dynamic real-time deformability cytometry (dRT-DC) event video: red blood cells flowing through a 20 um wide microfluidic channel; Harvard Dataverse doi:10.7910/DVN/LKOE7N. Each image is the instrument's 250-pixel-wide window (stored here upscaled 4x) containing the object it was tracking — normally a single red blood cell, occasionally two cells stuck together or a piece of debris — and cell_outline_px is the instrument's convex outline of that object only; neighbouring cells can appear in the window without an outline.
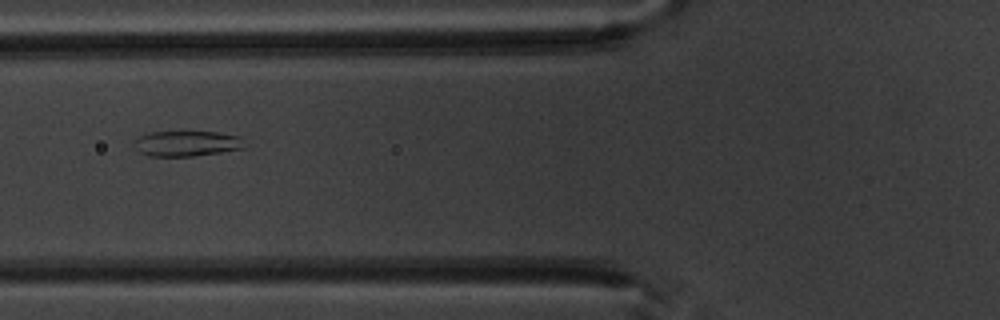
{"species": "common noctule bat (a hibernating species)", "species_latin": "Nyctalus noctula", "temperature_condition": "warm", "stored_images_in_passage": 9, "camera_frame_rate_fps": 3000, "um_per_image_px": 0.085, "animal": {"sex": "male", "body_mass_g": 20.1, "forearm_length_mm": 53.5}, "frame": {"image": 1, "passage_image": 6, "time_ms": 6.0, "image_size_px": [1000, 320], "cell_outline_px": [[244, 148], [220, 152], [192, 156], [148, 156], [140, 152], [132, 144], [132, 140], [148, 132], [184, 128], [216, 132], [240, 136]], "centroid_in_image_um": [15.79, 12.13], "position_along_channel_um": 110.0, "area_um2": 17.28}}
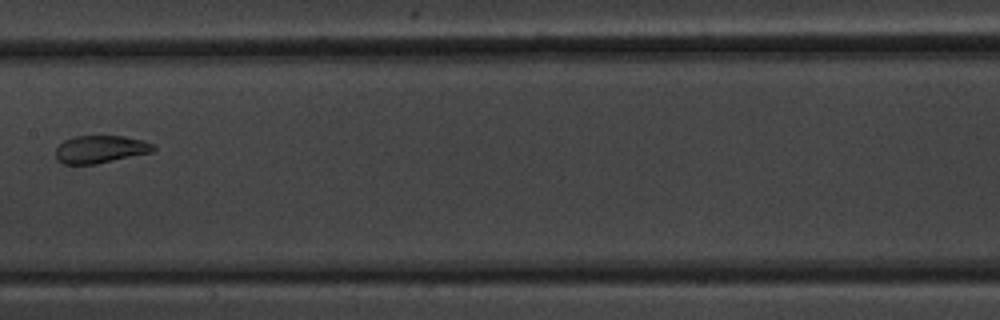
{"frame": {"image": 2, "passage_image": 8, "time_ms": 8.333, "image_size_px": [1000, 320], "cell_outline_px": [[156, 148], [152, 152], [96, 164], [64, 164], [56, 160], [56, 148], [64, 140], [72, 136], [124, 136], [144, 140], [156, 144]], "centroid_in_image_um": [8.55, 12.68], "position_along_channel_um": 198.9, "area_um2": 15.9}}
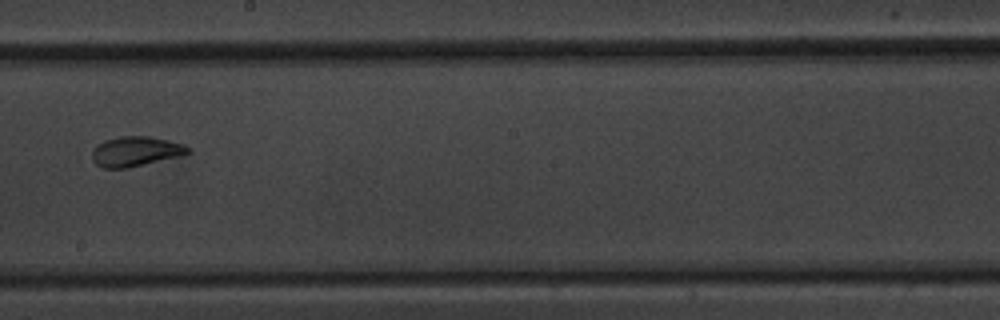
{"frame": {"image": 3, "passage_image": 9, "time_ms": 9.333, "image_size_px": [1000, 320], "cell_outline_px": [[192, 152], [180, 156], [128, 168], [104, 168], [96, 164], [92, 160], [92, 152], [96, 144], [104, 140], [120, 136], [148, 136], [168, 140], [184, 144]], "centroid_in_image_um": [11.51, 12.87], "position_along_channel_um": 236.7, "area_um2": 16.76}}